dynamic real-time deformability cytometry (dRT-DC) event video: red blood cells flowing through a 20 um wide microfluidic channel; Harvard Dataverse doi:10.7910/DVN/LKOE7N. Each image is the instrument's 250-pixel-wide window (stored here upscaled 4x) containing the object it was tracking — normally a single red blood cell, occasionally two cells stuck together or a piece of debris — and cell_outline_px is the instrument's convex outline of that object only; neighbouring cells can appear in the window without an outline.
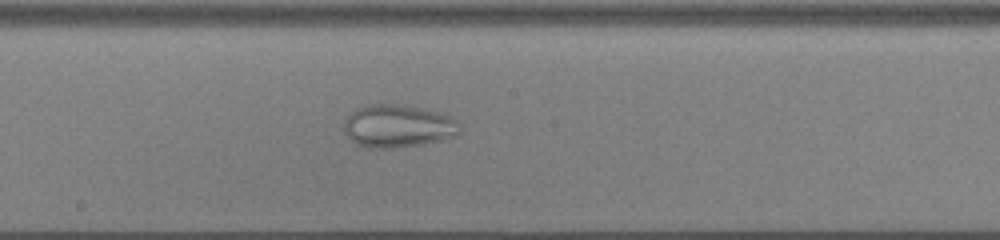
{"species": "common noctule bat (a hibernating species)", "species_latin": "Nyctalus noctula", "temperature_condition": "cold", "stored_images_in_passage": 55, "camera_frame_rate_fps": 3000, "um_per_image_px": 0.085, "animal": {"sex": "male", "body_mass_g": 13.0, "forearm_length_mm": 53.1}, "frame": {"image": 1, "passage_image": 31, "time_ms": 10.0, "image_size_px": [1000, 240], "cell_outline_px": [[460, 132], [456, 136], [440, 140], [420, 144], [392, 148], [368, 148], [356, 144], [344, 132], [344, 120], [356, 108], [364, 104], [408, 104], [440, 112], [452, 116], [460, 124]], "centroid_in_image_um": [33.84, 10.69], "position_along_channel_um": 214.4, "area_um2": 29.3}}
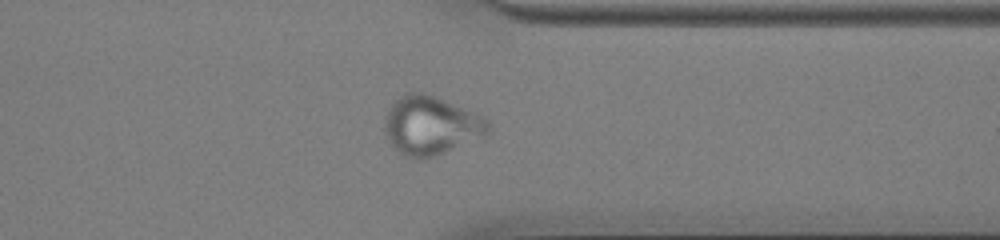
{"frame": {"image": 2, "passage_image": 44, "time_ms": 14.333, "image_size_px": [1000, 240], "cell_outline_px": [[488, 132], [484, 136], [436, 156], [420, 160], [416, 160], [404, 156], [388, 140], [384, 132], [384, 120], [388, 108], [400, 96], [408, 92], [424, 92], [480, 116], [488, 120]], "centroid_in_image_um": [36.56, 10.69], "position_along_channel_um": 374.8, "area_um2": 35.03}}
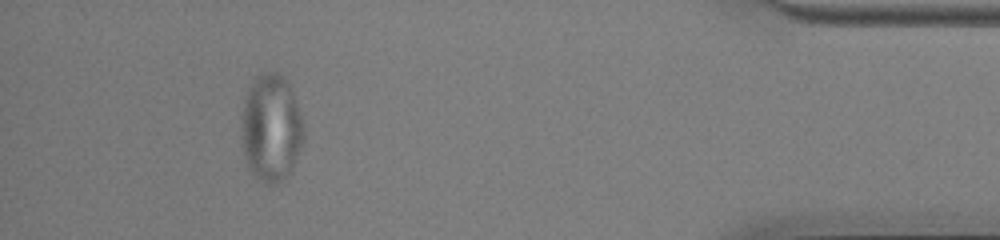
{"frame": {"image": 3, "passage_image": 51, "time_ms": 16.667, "image_size_px": [1000, 240], "cell_outline_px": [[304, 140], [288, 176], [284, 180], [276, 184], [264, 184], [252, 176], [244, 156], [240, 136], [240, 128], [244, 96], [252, 80], [260, 72], [276, 72], [284, 76], [288, 80], [304, 128]], "centroid_in_image_um": [23.0, 10.89], "position_along_channel_um": 412.2, "area_um2": 39.71}}